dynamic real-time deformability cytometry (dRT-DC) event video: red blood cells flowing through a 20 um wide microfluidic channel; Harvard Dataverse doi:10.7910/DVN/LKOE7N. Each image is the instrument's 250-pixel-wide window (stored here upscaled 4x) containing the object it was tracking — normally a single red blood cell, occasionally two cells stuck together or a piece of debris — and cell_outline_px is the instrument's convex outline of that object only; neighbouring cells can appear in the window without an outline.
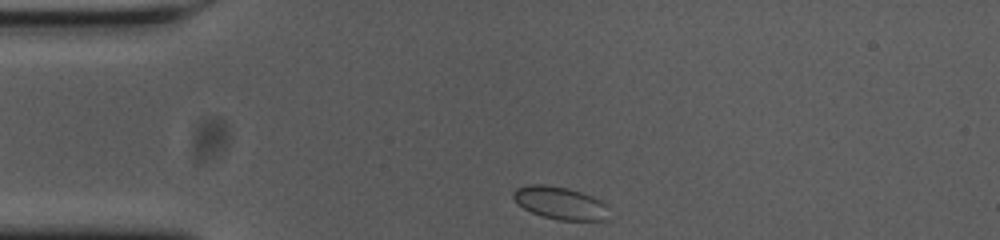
{"species": "common noctule bat (a hibernating species)", "species_latin": "Nyctalus noctula", "temperature_condition": "cold", "stored_images_in_passage": 36, "camera_frame_rate_fps": 3000, "um_per_image_px": 0.085, "animal": {"sex": "female", "body_mass_g": 23.0, "forearm_length_mm": 53.4}, "frame": {"image": 1, "passage_image": 1, "time_ms": 0.0, "image_size_px": [1000, 240], "cell_outline_px": [[608, 220], [556, 220], [540, 216], [524, 208], [512, 196], [512, 192], [516, 188], [532, 184], [540, 184], [568, 188], [592, 196], [600, 200], [604, 204]], "centroid_in_image_um": [47.58, 17.26], "position_along_channel_um": 37.4, "area_um2": 17.92}}
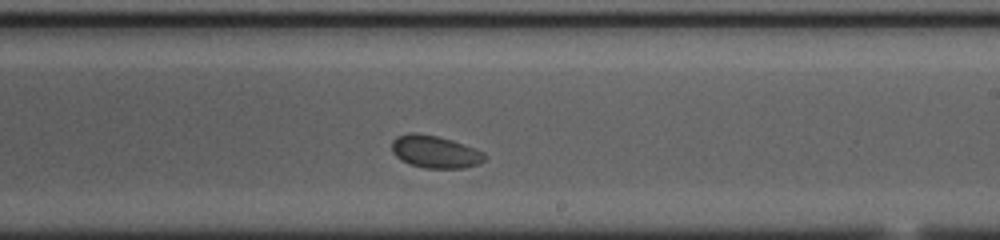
{"frame": {"image": 2, "passage_image": 22, "time_ms": 7.0, "image_size_px": [1000, 240], "cell_outline_px": [[488, 156], [480, 164], [464, 168], [424, 168], [408, 164], [400, 160], [392, 152], [392, 140], [396, 136], [408, 132], [416, 132], [436, 136], [452, 140], [484, 152]], "centroid_in_image_um": [36.96, 12.9], "position_along_channel_um": 252.0, "area_um2": 17.8}}
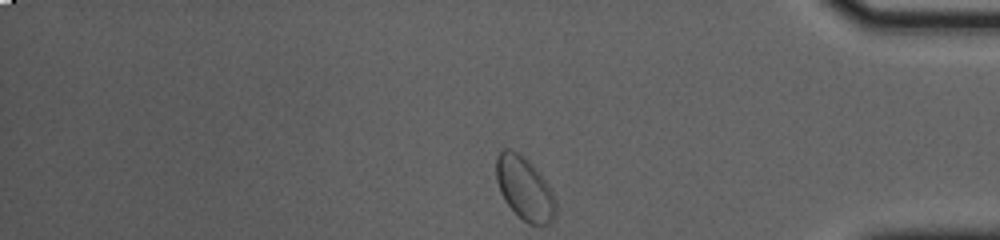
{"frame": {"image": 3, "passage_image": 36, "time_ms": 11.667, "image_size_px": [1000, 240], "cell_outline_px": [[556, 216], [552, 224], [528, 224], [504, 200], [500, 192], [496, 180], [496, 156], [504, 148], [508, 148], [516, 152], [528, 160], [548, 184], [552, 192], [556, 204]], "centroid_in_image_um": [44.59, 16.03], "position_along_channel_um": 390.6, "area_um2": 21.73}, "authors_computed_cell_mechanics": {"area_um2": 17.4556, "velocity_mm_per_s": 3.5244, "shape_relaxation_time_tau1_ms": 6.6852, "shape_relaxation_time_tau2_ms": 0.7565, "deformation_change_tau1": 0.0254, "deformation_change_tau2": 0.035}}